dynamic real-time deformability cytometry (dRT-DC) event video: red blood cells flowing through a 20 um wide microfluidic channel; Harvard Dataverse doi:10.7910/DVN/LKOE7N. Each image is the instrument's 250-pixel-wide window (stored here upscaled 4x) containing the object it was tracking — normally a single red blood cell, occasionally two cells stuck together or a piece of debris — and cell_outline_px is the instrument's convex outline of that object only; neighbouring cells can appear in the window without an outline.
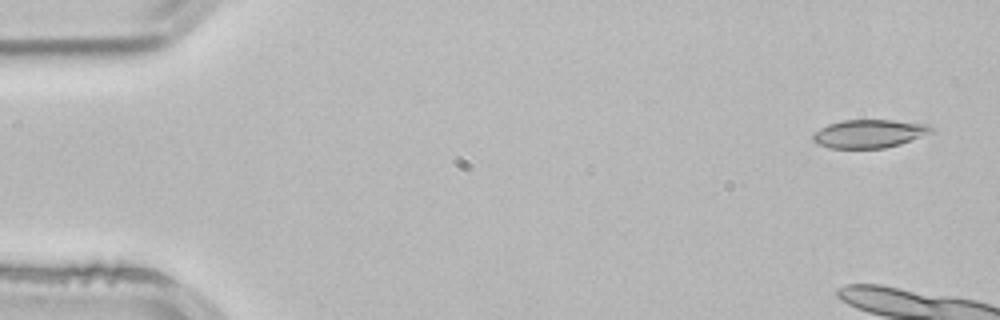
{"species": "common noctule bat (a hibernating species)", "species_latin": "Nyctalus noctula", "temperature_condition": "room temperature", "stored_images_in_passage": 3, "camera_frame_rate_fps": 3000, "um_per_image_px": 0.085, "animal": {"sex": "male", "body_mass_g": 21.5, "forearm_length_mm": 52.0}, "frame": {"image": 1, "passage_image": 1, "time_ms": 0.0, "image_size_px": [1000, 320], "cell_outline_px": [[932, 132], [900, 144], [884, 148], [828, 148], [816, 144], [812, 140], [812, 136], [820, 128], [828, 124], [844, 120], [892, 120], [928, 124], [932, 128]], "centroid_in_image_um": [73.84, 11.36], "position_along_channel_um": 11.2, "area_um2": 19.42}}